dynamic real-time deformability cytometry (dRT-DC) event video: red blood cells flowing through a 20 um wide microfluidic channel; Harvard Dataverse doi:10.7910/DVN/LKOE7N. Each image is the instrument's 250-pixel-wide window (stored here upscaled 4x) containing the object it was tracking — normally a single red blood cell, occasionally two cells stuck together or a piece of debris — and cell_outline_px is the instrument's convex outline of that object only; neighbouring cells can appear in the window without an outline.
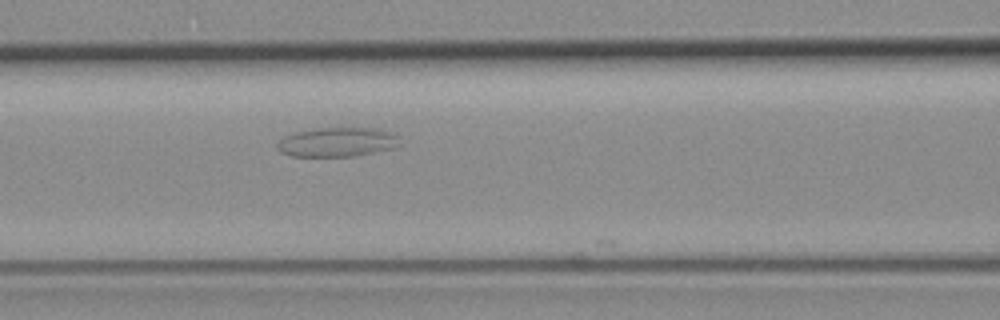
{"species": "common noctule bat (a hibernating species)", "species_latin": "Nyctalus noctula", "temperature_condition": "room temperature", "stored_images_in_passage": 12, "camera_frame_rate_fps": 3000, "um_per_image_px": 0.085, "animal": {"sex": "female", "body_mass_g": 19.3, "forearm_length_mm": 54.1}, "frame": {"image": 1, "passage_image": 10, "time_ms": 3.0, "image_size_px": [1000, 320], "cell_outline_px": [[400, 136], [392, 148], [356, 156], [292, 156], [280, 152], [276, 148], [276, 144], [284, 136], [296, 132], [320, 128], [380, 128], [392, 132]], "centroid_in_image_um": [28.64, 12.07], "position_along_channel_um": 138.0, "area_um2": 20.81}}